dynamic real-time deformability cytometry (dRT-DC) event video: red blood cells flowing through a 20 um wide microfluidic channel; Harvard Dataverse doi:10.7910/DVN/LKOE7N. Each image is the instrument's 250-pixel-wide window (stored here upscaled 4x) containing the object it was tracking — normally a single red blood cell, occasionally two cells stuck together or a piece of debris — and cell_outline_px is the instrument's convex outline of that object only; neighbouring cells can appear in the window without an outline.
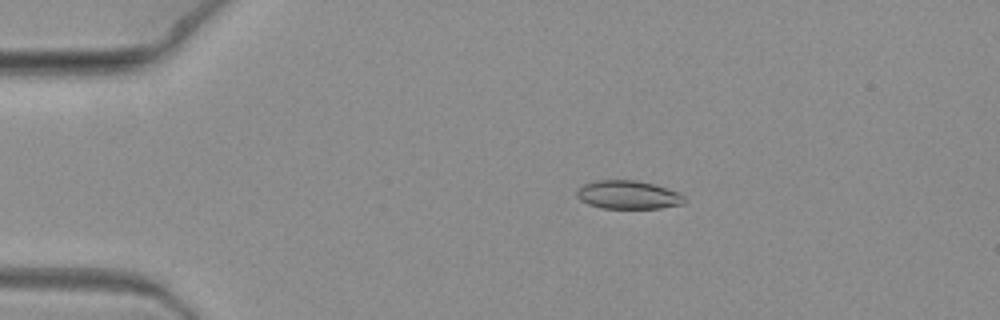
{"species": "common noctule bat (a hibernating species)", "species_latin": "Nyctalus noctula", "temperature_condition": "warm", "stored_images_in_passage": 9, "camera_frame_rate_fps": 3000, "um_per_image_px": 0.085, "animal": {"sex": "female", "body_mass_g": 19.3, "forearm_length_mm": 54.1}, "frame": {"image": 1, "passage_image": 4, "time_ms": 1.0, "image_size_px": [1000, 320], "cell_outline_px": [[684, 204], [660, 208], [604, 208], [588, 204], [580, 200], [576, 196], [576, 192], [584, 184], [596, 180], [636, 180], [652, 184], [676, 192], [684, 196]], "centroid_in_image_um": [53.36, 16.56], "position_along_channel_um": 31.6, "area_um2": 17.57}}
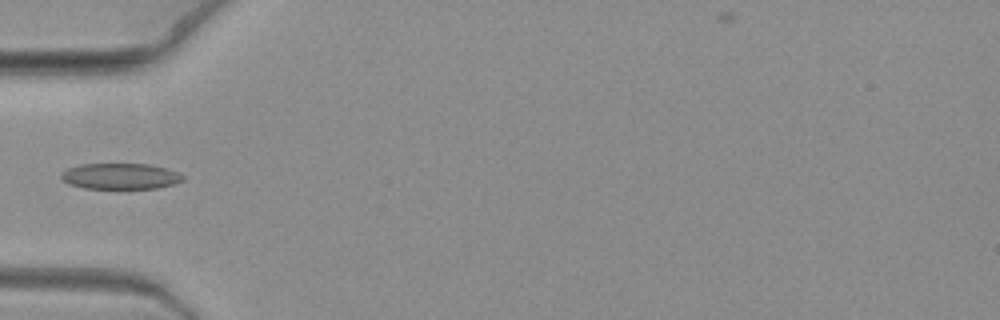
{"frame": {"image": 2, "passage_image": 7, "time_ms": 2.0, "image_size_px": [1000, 320], "cell_outline_px": [[184, 180], [172, 184], [156, 188], [84, 188], [68, 184], [60, 176], [68, 168], [80, 164], [148, 164], [164, 168], [176, 172], [184, 176]], "centroid_in_image_um": [10.21, 14.98], "position_along_channel_um": 74.8, "area_um2": 18.09}}
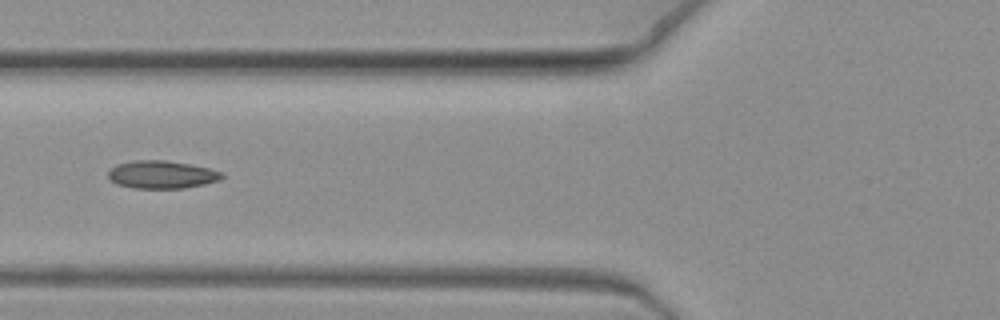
{"frame": {"image": 3, "passage_image": 8, "time_ms": 2.333, "image_size_px": [1000, 320], "cell_outline_px": [[224, 176], [220, 180], [204, 184], [184, 188], [132, 188], [116, 184], [108, 180], [108, 172], [116, 164], [132, 160], [164, 160], [188, 164], [208, 168], [224, 172]], "centroid_in_image_um": [13.72, 14.84], "position_along_channel_um": 112.1, "area_um2": 18.55}}